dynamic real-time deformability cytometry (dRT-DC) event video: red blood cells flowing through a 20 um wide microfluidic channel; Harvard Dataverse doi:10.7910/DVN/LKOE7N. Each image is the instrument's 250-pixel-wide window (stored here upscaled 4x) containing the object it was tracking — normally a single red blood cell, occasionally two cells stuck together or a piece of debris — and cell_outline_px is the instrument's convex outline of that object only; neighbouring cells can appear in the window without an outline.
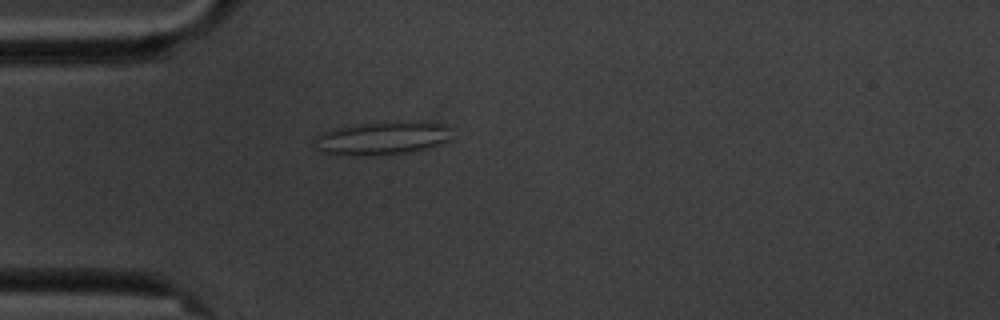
{"species": "common noctule bat (a hibernating species)", "species_latin": "Nyctalus noctula", "temperature_condition": "cold", "stored_images_in_passage": 3, "camera_frame_rate_fps": 3000, "um_per_image_px": 0.085, "animal": {"sex": "male", "body_mass_g": 20.1, "forearm_length_mm": 53.5}, "frame": {"image": 1, "passage_image": 2, "time_ms": 1.333, "image_size_px": [1000, 320], "cell_outline_px": [[452, 140], [428, 148], [404, 152], [320, 152], [316, 148], [316, 136], [320, 132], [332, 128], [384, 120], [432, 120], [444, 124], [448, 128]], "centroid_in_image_um": [32.62, 11.62], "position_along_channel_um": 52.4, "area_um2": 26.13}}